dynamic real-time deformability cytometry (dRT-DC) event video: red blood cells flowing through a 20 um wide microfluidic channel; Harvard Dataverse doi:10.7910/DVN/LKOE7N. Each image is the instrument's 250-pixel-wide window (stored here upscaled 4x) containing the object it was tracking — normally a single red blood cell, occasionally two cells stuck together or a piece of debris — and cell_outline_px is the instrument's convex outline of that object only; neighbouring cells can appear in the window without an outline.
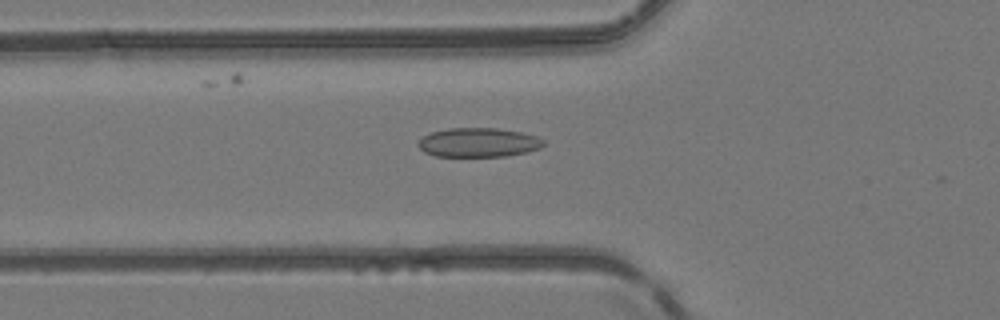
{"species": "common noctule bat (a hibernating species)", "species_latin": "Nyctalus noctula", "temperature_condition": "room temperature", "stored_images_in_passage": 51, "camera_frame_rate_fps": 3000, "um_per_image_px": 0.085, "animal": {"sex": "female", "body_mass_g": 24.6, "forearm_length_mm": 56.2}, "frame": {"image": 1, "passage_image": 19, "time_ms": 6.0, "image_size_px": [1000, 320], "cell_outline_px": [[544, 144], [540, 148], [528, 152], [504, 156], [436, 156], [424, 152], [416, 144], [424, 136], [432, 132], [448, 128], [496, 128], [520, 132], [536, 136], [544, 140]], "centroid_in_image_um": [40.67, 12.11], "position_along_channel_um": 85.1, "area_um2": 21.21}}
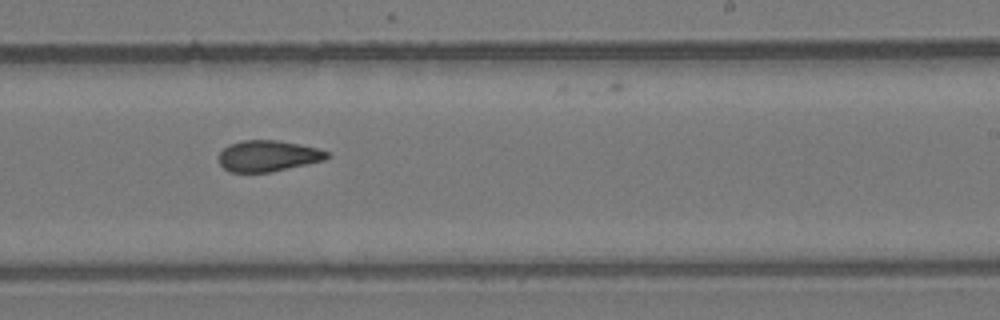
{"frame": {"image": 2, "passage_image": 32, "time_ms": 10.333, "image_size_px": [1000, 320], "cell_outline_px": [[332, 156], [324, 160], [268, 172], [228, 172], [220, 164], [220, 152], [228, 144], [244, 140], [276, 140], [300, 144], [316, 148], [328, 152]], "centroid_in_image_um": [22.77, 13.24], "position_along_channel_um": 266.2, "area_um2": 19.42}}
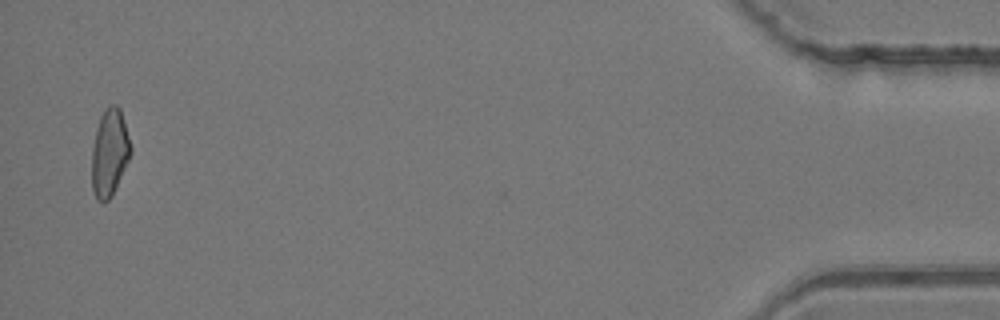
{"frame": {"image": 3, "passage_image": 50, "time_ms": 16.333, "image_size_px": [1000, 320], "cell_outline_px": [[132, 152], [112, 196], [108, 200], [96, 200], [92, 188], [92, 148], [96, 128], [100, 116], [104, 108], [108, 104], [116, 104], [120, 108], [132, 148]], "centroid_in_image_um": [9.31, 12.94], "position_along_channel_um": 425.9, "area_um2": 19.83}, "authors_computed_cell_mechanics": {"area_um2": 20.23, "velocity_mm_per_s": 4.1714, "shape_relaxation_time_tau1_ms": null, "shape_relaxation_time_tau2_ms": 2.6389, "deformation_change_tau1": null, "deformation_change_tau2": 0.0787}}